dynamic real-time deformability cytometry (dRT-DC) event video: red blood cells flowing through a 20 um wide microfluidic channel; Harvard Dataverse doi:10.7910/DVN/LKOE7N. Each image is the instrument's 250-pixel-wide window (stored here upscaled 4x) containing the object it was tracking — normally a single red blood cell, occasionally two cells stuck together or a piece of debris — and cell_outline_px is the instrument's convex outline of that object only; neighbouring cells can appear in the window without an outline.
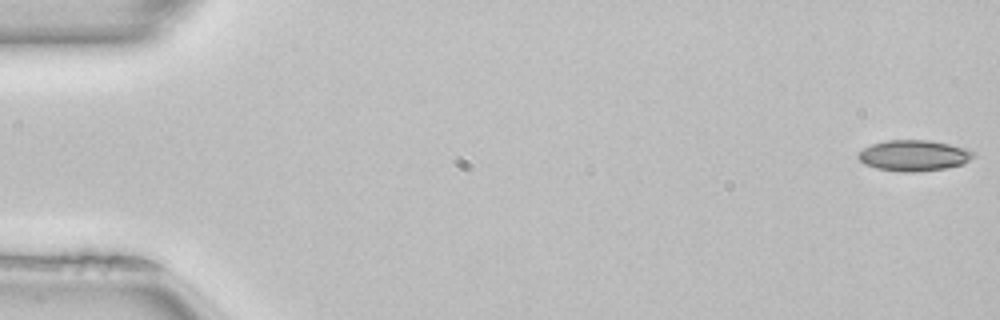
{"species": "common noctule bat (a hibernating species)", "species_latin": "Nyctalus noctula", "temperature_condition": "room temperature", "stored_images_in_passage": 51, "camera_frame_rate_fps": 3000, "um_per_image_px": 0.085, "animal": {"sex": "female", "body_mass_g": 22.7, "forearm_length_mm": 54.2}, "frame": {"image": 1, "passage_image": 1, "time_ms": 0.0, "image_size_px": [1000, 320], "cell_outline_px": [[976, 156], [964, 164], [944, 168], [916, 172], [900, 172], [876, 168], [864, 164], [856, 156], [856, 152], [872, 144], [888, 140], [928, 140], [948, 144], [964, 148], [976, 152]], "centroid_in_image_um": [77.66, 13.22], "position_along_channel_um": 7.3, "area_um2": 20.87}}
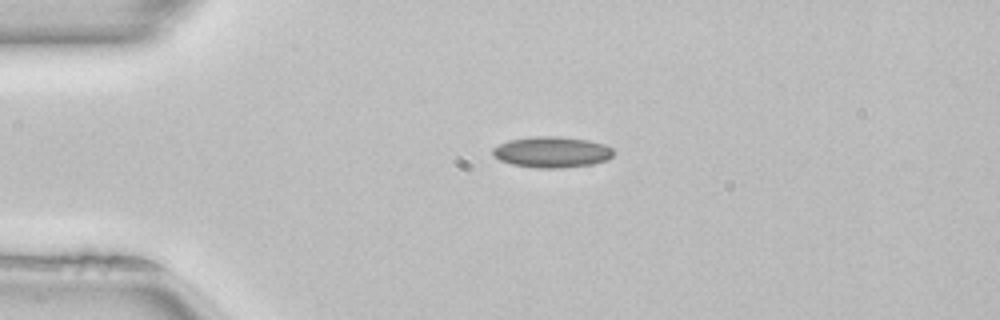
{"frame": {"image": 2, "passage_image": 12, "time_ms": 3.667, "image_size_px": [1000, 320], "cell_outline_px": [[612, 156], [608, 160], [592, 164], [564, 168], [536, 168], [512, 164], [500, 160], [492, 152], [492, 148], [508, 140], [532, 136], [560, 136], [588, 140], [604, 144], [612, 148]], "centroid_in_image_um": [46.92, 12.92], "position_along_channel_um": 38.1, "area_um2": 21.85}}
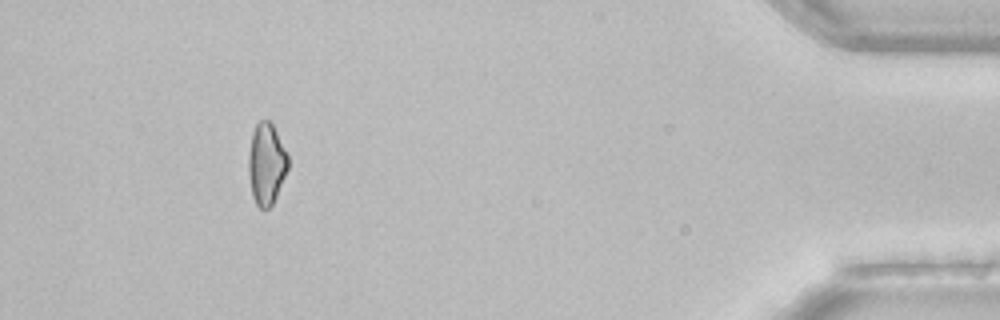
{"frame": {"image": 3, "passage_image": 47, "time_ms": 15.333, "image_size_px": [1000, 320], "cell_outline_px": [[288, 168], [276, 196], [272, 204], [268, 208], [260, 208], [256, 204], [252, 196], [248, 176], [248, 156], [252, 132], [256, 124], [260, 120], [268, 120], [272, 124], [288, 152]], "centroid_in_image_um": [22.63, 13.91], "position_along_channel_um": 412.6, "area_um2": 18.84}, "authors_computed_cell_mechanics": {"area_um2": 20.0566, "velocity_mm_per_s": 4.0377, "shape_relaxation_time_tau1_ms": null, "shape_relaxation_time_tau2_ms": 5.5695, "deformation_change_tau1": null, "deformation_change_tau2": 0.117}}